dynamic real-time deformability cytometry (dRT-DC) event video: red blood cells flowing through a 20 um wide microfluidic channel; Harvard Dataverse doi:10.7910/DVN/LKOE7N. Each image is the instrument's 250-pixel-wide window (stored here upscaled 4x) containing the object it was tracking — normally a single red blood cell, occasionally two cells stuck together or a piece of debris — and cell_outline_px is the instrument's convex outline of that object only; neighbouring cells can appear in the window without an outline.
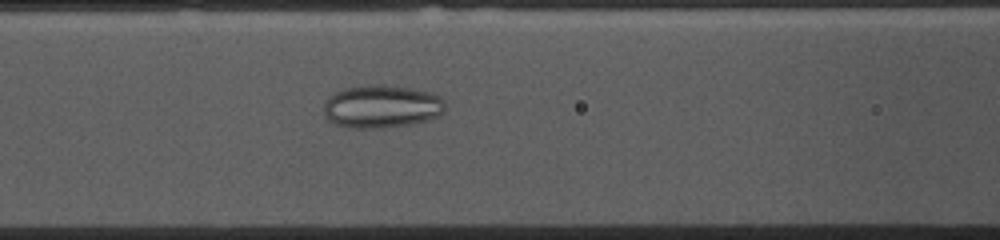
{"species": "common noctule bat (a hibernating species)", "species_latin": "Nyctalus noctula", "temperature_condition": "cold", "stored_images_in_passage": 53, "camera_frame_rate_fps": 3000, "um_per_image_px": 0.085, "animal": {"sex": "female", "body_mass_g": 10.0, "forearm_length_mm": 53.1}, "frame": {"image": 1, "passage_image": 20, "time_ms": 6.333, "image_size_px": [1000, 240], "cell_outline_px": [[448, 108], [444, 112], [428, 120], [408, 124], [384, 128], [348, 128], [336, 124], [328, 120], [324, 116], [324, 100], [328, 96], [344, 88], [376, 84], [412, 88], [432, 92], [440, 96], [444, 100]], "centroid_in_image_um": [32.45, 9.05], "position_along_channel_um": 134.2, "area_um2": 30.75}}
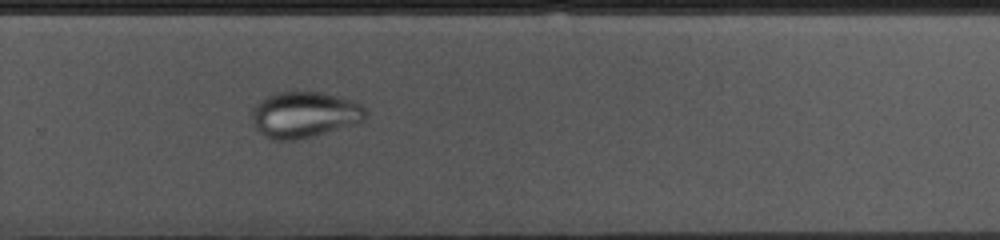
{"frame": {"image": 2, "passage_image": 34, "time_ms": 11.0, "image_size_px": [1000, 240], "cell_outline_px": [[364, 120], [360, 124], [312, 136], [292, 140], [276, 140], [260, 132], [256, 128], [252, 116], [252, 108], [264, 96], [280, 92], [320, 92], [340, 96], [364, 104]], "centroid_in_image_um": [25.91, 9.73], "position_along_channel_um": 303.9, "area_um2": 30.52}}
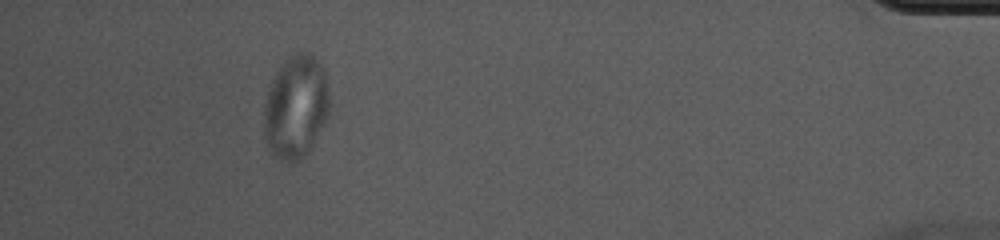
{"frame": {"image": 3, "passage_image": 48, "time_ms": 15.667, "image_size_px": [1000, 240], "cell_outline_px": [[328, 116], [308, 152], [300, 160], [292, 164], [288, 164], [276, 156], [268, 148], [264, 136], [264, 104], [272, 80], [280, 64], [288, 56], [296, 52], [312, 52], [320, 60], [324, 68], [328, 88]], "centroid_in_image_um": [25.14, 9.06], "position_along_channel_um": 410.1, "area_um2": 39.82}}